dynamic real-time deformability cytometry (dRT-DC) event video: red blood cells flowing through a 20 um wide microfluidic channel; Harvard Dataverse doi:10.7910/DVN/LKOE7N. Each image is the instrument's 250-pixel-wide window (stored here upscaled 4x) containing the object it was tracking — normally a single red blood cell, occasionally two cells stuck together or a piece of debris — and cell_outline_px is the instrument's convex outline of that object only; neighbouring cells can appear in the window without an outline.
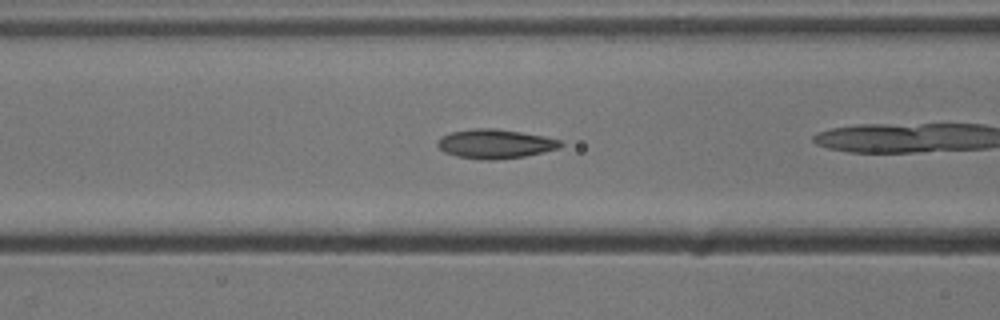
{"species": "common noctule bat (a hibernating species)", "species_latin": "Nyctalus noctula", "temperature_condition": "cold", "stored_images_in_passage": 36, "camera_frame_rate_fps": 3000, "um_per_image_px": 0.085, "animal": {"sex": "male", "body_mass_g": 13.3}, "frame": {"image": 1, "passage_image": 16, "time_ms": 5.0, "image_size_px": [1000, 320], "cell_outline_px": [[564, 144], [560, 148], [544, 152], [524, 156], [496, 160], [484, 160], [456, 156], [444, 152], [436, 144], [436, 140], [440, 136], [452, 132], [476, 128], [496, 128], [544, 136], [560, 140]], "centroid_in_image_um": [42.08, 12.23], "position_along_channel_um": 124.5, "area_um2": 21.04}}